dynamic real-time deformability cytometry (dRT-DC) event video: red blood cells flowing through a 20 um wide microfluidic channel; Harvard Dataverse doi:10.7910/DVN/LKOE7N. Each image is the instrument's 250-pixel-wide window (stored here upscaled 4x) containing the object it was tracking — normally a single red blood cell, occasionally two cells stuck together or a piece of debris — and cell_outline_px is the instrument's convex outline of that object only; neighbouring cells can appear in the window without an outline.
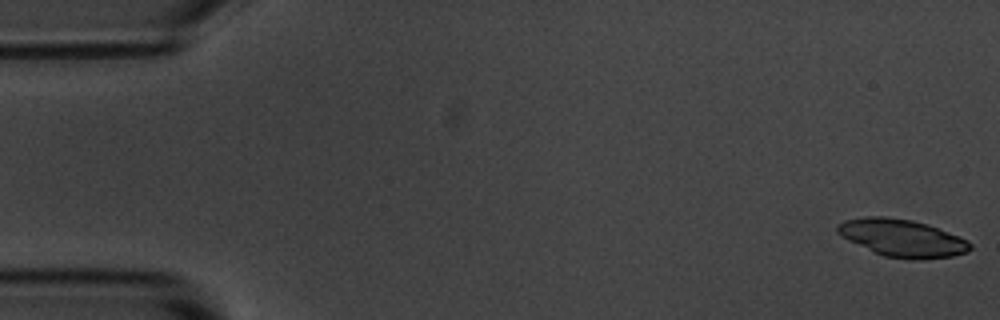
{"species": "common noctule bat (a hibernating species)", "species_latin": "Nyctalus noctula", "temperature_condition": "room temperature", "stored_images_in_passage": 6, "segment_of_instrument_passage": [2, 2], "camera_frame_rate_fps": 3000, "um_per_image_px": 0.085, "animal": {"sex": "male", "body_mass_g": 20.1, "forearm_length_mm": 53.5}, "frame": {"image": 1, "passage_image": 6, "time_ms": 6.0, "image_size_px": [1000, 320], "cell_outline_px": [[972, 248], [968, 252], [952, 256], [920, 260], [912, 260], [884, 256], [848, 240], [840, 236], [836, 232], [836, 224], [844, 220], [864, 216], [888, 216], [912, 220], [936, 228], [968, 240], [972, 244]], "centroid_in_image_um": [76.65, 20.23], "position_along_channel_um": 8.3, "area_um2": 28.96}}